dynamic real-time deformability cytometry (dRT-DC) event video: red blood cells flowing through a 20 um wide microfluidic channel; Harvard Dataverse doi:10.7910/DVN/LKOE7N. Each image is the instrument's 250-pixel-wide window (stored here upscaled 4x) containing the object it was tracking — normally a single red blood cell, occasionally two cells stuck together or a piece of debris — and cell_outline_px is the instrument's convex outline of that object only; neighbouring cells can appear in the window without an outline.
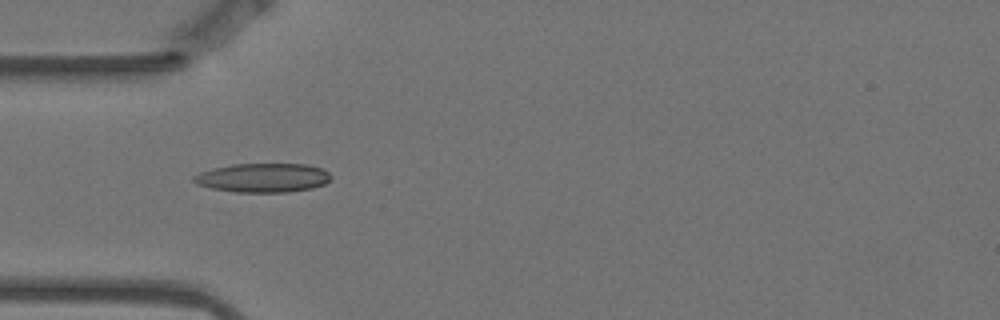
{"species": "Egyptian fruit bat (a non-hibernating species)", "species_latin": "Rousettus aegyptiacus", "temperature_condition": "warm", "stored_images_in_passage": 3, "camera_frame_rate_fps": 3000, "um_per_image_px": 0.085, "animal": {"sex": "female"}, "frame": {"image": 1, "passage_image": 2, "time_ms": 0.333, "image_size_px": [1000, 320], "cell_outline_px": [[332, 176], [324, 184], [312, 188], [288, 192], [236, 192], [212, 188], [196, 184], [192, 180], [192, 176], [200, 172], [212, 168], [232, 164], [308, 164], [320, 168], [328, 172]], "centroid_in_image_um": [22.32, 15.1], "position_along_channel_um": 62.7, "area_um2": 23.24}}
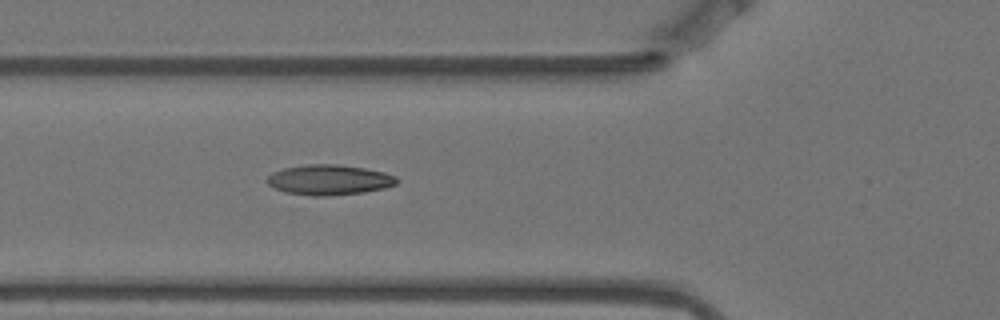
{"frame": {"image": 2, "passage_image": 3, "time_ms": 0.667, "image_size_px": [1000, 320], "cell_outline_px": [[396, 184], [384, 188], [364, 192], [324, 196], [312, 196], [284, 192], [268, 184], [264, 180], [272, 172], [284, 168], [308, 164], [336, 164], [364, 168], [384, 172], [396, 176]], "centroid_in_image_um": [27.94, 15.28], "position_along_channel_um": 97.9, "area_um2": 22.77}}